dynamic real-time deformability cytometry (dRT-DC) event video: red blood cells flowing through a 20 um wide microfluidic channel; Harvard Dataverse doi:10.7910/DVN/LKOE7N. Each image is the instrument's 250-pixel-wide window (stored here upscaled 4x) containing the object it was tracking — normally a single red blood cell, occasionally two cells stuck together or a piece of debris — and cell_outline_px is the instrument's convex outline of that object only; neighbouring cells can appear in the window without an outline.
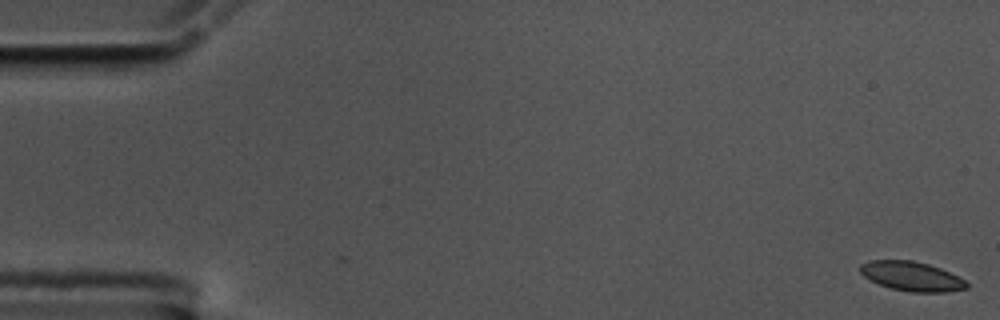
{"species": "common noctule bat (a hibernating species)", "species_latin": "Nyctalus noctula", "temperature_condition": "cold", "stored_images_in_passage": 57, "camera_frame_rate_fps": 3000, "um_per_image_px": 0.085, "animal": {"sex": "male", "body_mass_g": 17.5, "forearm_length_mm": 52.3}, "frame": {"image": 1, "passage_image": 1, "time_ms": 0.0, "image_size_px": [1000, 320], "cell_outline_px": [[968, 288], [944, 292], [912, 292], [892, 288], [880, 284], [864, 276], [860, 272], [860, 264], [868, 260], [912, 260], [928, 264], [940, 268], [964, 280], [968, 284]], "centroid_in_image_um": [77.47, 23.47], "position_along_channel_um": 7.5, "area_um2": 17.98}}
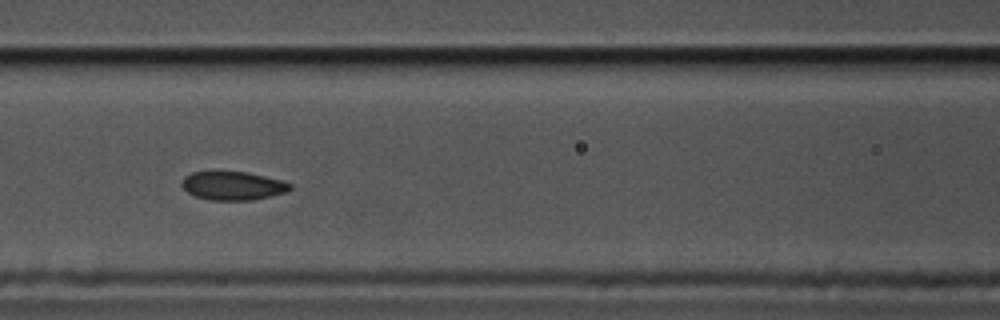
{"frame": {"image": 2, "passage_image": 25, "time_ms": 8.0, "image_size_px": [1000, 320], "cell_outline_px": [[292, 188], [288, 192], [272, 196], [252, 200], [212, 200], [196, 196], [188, 192], [180, 184], [184, 176], [192, 172], [248, 172], [280, 180], [292, 184]], "centroid_in_image_um": [19.82, 15.79], "position_along_channel_um": 146.8, "area_um2": 17.98}}
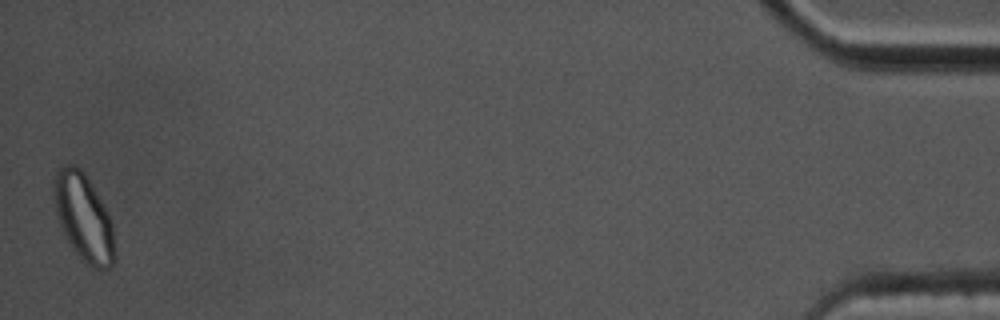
{"frame": {"image": 3, "passage_image": 57, "time_ms": 18.667, "image_size_px": [1000, 320], "cell_outline_px": [[116, 260], [112, 268], [92, 268], [80, 260], [64, 236], [60, 228], [56, 212], [52, 188], [56, 172], [64, 164], [76, 164], [84, 172], [108, 212], [112, 224], [116, 256]], "centroid_in_image_um": [7.11, 18.52], "position_along_channel_um": 428.1, "area_um2": 31.39}, "authors_computed_cell_mechanics": {"area_um2": 18.6694, "velocity_mm_per_s": 3.5117, "shape_relaxation_time_tau1_ms": null, "shape_relaxation_time_tau2_ms": 3.5699, "deformation_change_tau1": null, "deformation_change_tau2": 0.0378}}